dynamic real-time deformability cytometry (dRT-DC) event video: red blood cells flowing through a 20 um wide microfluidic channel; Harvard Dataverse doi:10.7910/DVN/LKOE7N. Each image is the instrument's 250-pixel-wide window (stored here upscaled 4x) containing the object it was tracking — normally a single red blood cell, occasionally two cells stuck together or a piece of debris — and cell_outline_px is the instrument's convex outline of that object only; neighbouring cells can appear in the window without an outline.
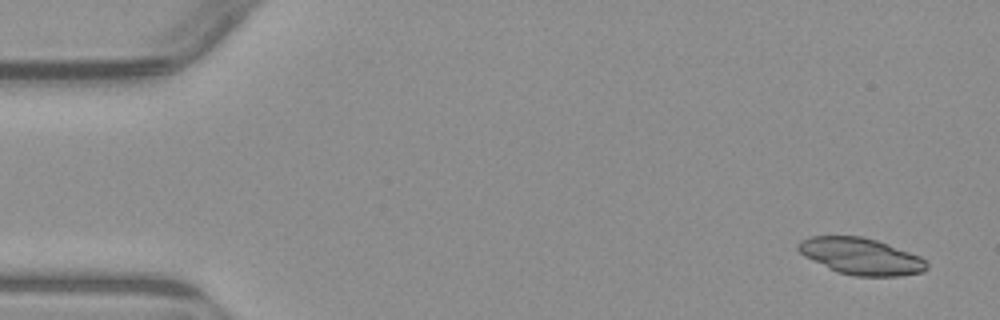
{"species": "common noctule bat (a hibernating species)", "species_latin": "Nyctalus noctula", "temperature_condition": "warm", "stored_images_in_passage": 4, "camera_frame_rate_fps": 3000, "um_per_image_px": 0.085, "animal": {"sex": "male", "body_mass_g": 23.1, "forearm_length_mm": 52.7}, "frame": {"image": 1, "passage_image": 1, "time_ms": 0.0, "image_size_px": [1000, 320], "cell_outline_px": [[928, 268], [924, 272], [900, 276], [852, 276], [836, 272], [804, 256], [796, 248], [796, 244], [800, 240], [812, 236], [860, 236], [876, 240], [888, 244], [920, 256], [928, 264]], "centroid_in_image_um": [73.17, 21.79], "position_along_channel_um": 11.8, "area_um2": 27.51}}